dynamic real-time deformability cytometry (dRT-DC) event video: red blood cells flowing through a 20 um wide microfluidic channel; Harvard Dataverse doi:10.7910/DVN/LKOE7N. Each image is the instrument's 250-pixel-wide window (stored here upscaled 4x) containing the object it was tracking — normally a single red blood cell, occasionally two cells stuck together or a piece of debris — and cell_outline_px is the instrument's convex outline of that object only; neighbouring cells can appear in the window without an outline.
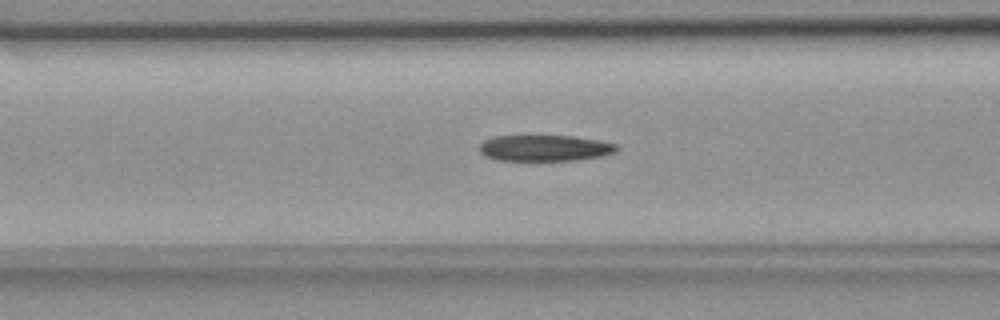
{"species": "common noctule bat (a hibernating species)", "species_latin": "Nyctalus noctula", "temperature_condition": "room temperature", "stored_images_in_passage": 55, "camera_frame_rate_fps": 3000, "um_per_image_px": 0.085, "animal": {"sex": "female", "body_mass_g": 18.4}, "frame": {"image": 1, "passage_image": 22, "time_ms": 7.0, "image_size_px": [1000, 320], "cell_outline_px": [[620, 148], [616, 152], [600, 156], [580, 160], [496, 160], [484, 156], [476, 148], [484, 140], [492, 136], [576, 136], [600, 140], [616, 144]], "centroid_in_image_um": [46.29, 12.58], "position_along_channel_um": 120.3, "area_um2": 21.15}}
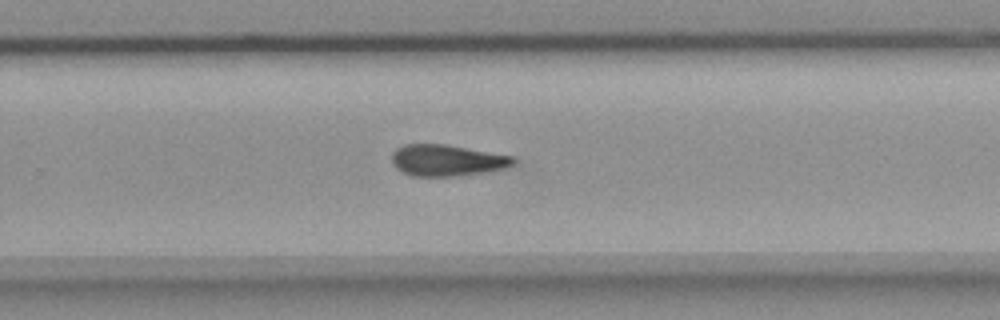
{"frame": {"image": 2, "passage_image": 36, "time_ms": 11.667, "image_size_px": [1000, 320], "cell_outline_px": [[516, 160], [512, 164], [504, 168], [484, 172], [456, 176], [412, 176], [396, 168], [392, 164], [392, 152], [396, 148], [404, 144], [444, 144], [512, 156]], "centroid_in_image_um": [37.94, 13.63], "position_along_channel_um": 291.9, "area_um2": 22.02}}
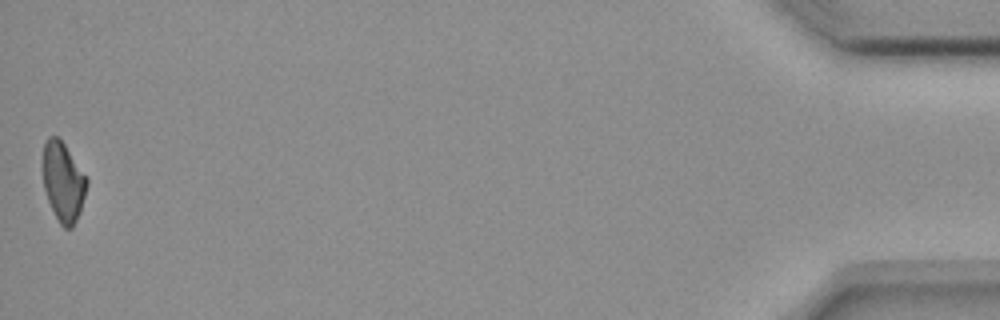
{"frame": {"image": 3, "passage_image": 55, "time_ms": 18.0, "image_size_px": [1000, 320], "cell_outline_px": [[88, 184], [80, 212], [72, 228], [64, 228], [60, 224], [48, 200], [44, 188], [44, 144], [48, 136], [56, 136], [64, 144], [88, 176]], "centroid_in_image_um": [5.41, 15.46], "position_along_channel_um": 429.8, "area_um2": 20.11}}